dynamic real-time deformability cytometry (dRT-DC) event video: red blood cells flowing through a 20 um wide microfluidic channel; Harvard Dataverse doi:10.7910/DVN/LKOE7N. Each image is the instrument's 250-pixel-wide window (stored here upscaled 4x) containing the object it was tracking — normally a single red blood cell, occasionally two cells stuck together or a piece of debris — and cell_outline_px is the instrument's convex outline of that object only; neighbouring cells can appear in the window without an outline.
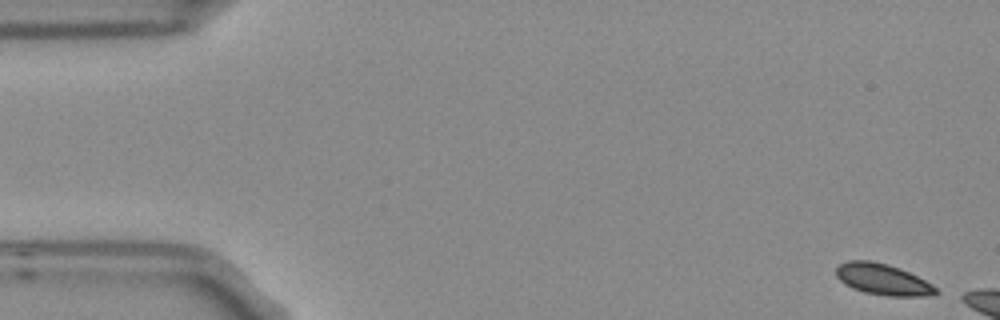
{"species": "Egyptian fruit bat (a non-hibernating species)", "species_latin": "Rousettus aegyptiacus", "temperature_condition": "room temperature", "stored_images_in_passage": 4, "camera_frame_rate_fps": 3000, "um_per_image_px": 0.085, "frame": {"image": 1, "passage_image": 1, "time_ms": 0.0, "image_size_px": [1000, 320], "cell_outline_px": [[940, 292], [936, 296], [888, 296], [864, 292], [852, 288], [844, 284], [836, 276], [836, 268], [840, 264], [848, 260], [872, 260], [888, 264], [900, 268], [932, 284]], "centroid_in_image_um": [75.05, 23.75], "position_along_channel_um": 10.0, "area_um2": 18.26}}